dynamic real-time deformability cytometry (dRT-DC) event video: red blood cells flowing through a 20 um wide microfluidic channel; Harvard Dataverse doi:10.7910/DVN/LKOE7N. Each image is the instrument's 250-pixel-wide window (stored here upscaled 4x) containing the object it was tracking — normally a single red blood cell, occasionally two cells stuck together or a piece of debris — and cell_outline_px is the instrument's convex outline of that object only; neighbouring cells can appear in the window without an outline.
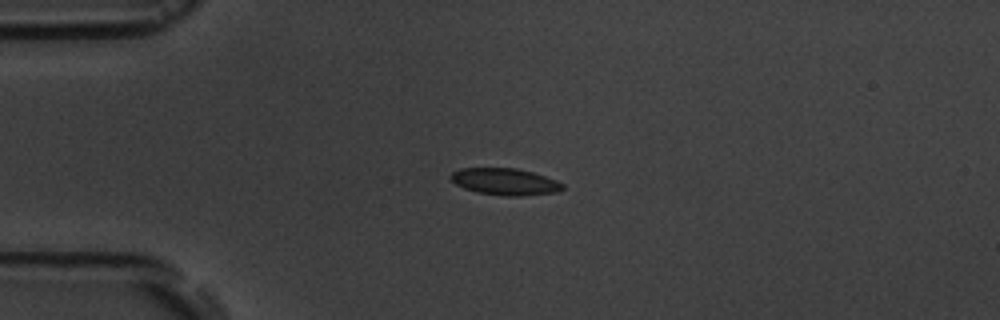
{"species": "common noctule bat (a hibernating species)", "species_latin": "Nyctalus noctula", "temperature_condition": "room temperature", "stored_images_in_passage": 4, "camera_frame_rate_fps": 3000, "um_per_image_px": 0.085, "animal": {"sex": "male", "body_mass_g": 19.5, "forearm_length_mm": 54.6}, "frame": {"image": 1, "passage_image": 3, "time_ms": 3.0, "image_size_px": [1000, 320], "cell_outline_px": [[564, 188], [556, 192], [520, 196], [504, 196], [476, 192], [464, 188], [456, 184], [448, 176], [452, 172], [460, 168], [516, 168], [532, 172], [556, 180], [564, 184]], "centroid_in_image_um": [42.9, 15.44], "position_along_channel_um": 42.1, "area_um2": 17.46}}